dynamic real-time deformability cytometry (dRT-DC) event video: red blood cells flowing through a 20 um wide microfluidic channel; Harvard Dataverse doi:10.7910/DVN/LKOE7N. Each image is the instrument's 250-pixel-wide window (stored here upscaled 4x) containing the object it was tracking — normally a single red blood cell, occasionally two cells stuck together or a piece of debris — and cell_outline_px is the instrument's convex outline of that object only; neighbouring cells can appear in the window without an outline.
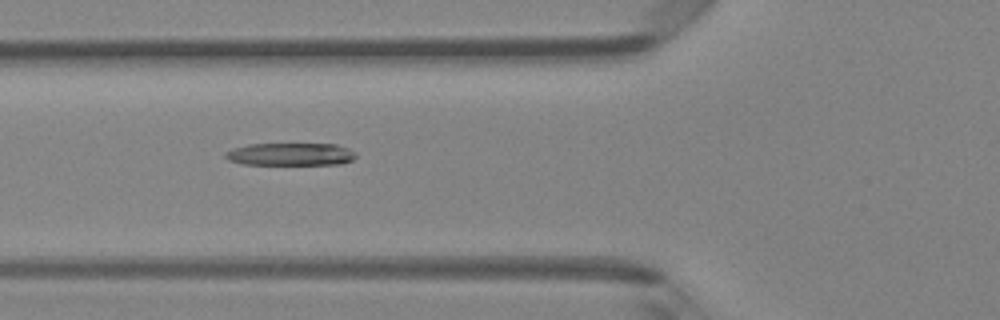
{"species": "Egyptian fruit bat (a non-hibernating species)", "species_latin": "Rousettus aegyptiacus", "temperature_condition": "room temperature", "stored_images_in_passage": 7, "camera_frame_rate_fps": 3000, "um_per_image_px": 0.085, "animal": {"sex": "female"}, "frame": {"image": 1, "passage_image": 5, "time_ms": 1.333, "image_size_px": [1000, 320], "cell_outline_px": [[356, 156], [352, 160], [340, 164], [240, 164], [228, 160], [224, 156], [224, 152], [232, 148], [248, 144], [336, 144], [348, 148], [356, 152]], "centroid_in_image_um": [24.66, 13.1], "position_along_channel_um": 101.1, "area_um2": 17.28}}
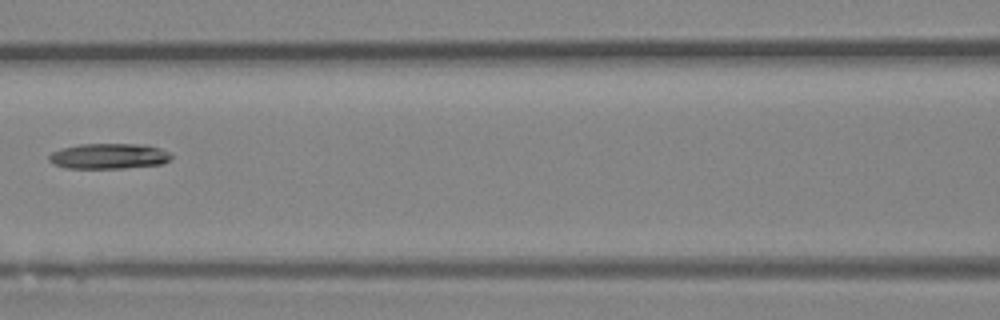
{"frame": {"image": 2, "passage_image": 6, "time_ms": 1.667, "image_size_px": [1000, 320], "cell_outline_px": [[172, 156], [164, 164], [124, 168], [64, 168], [48, 160], [48, 156], [52, 152], [60, 148], [80, 144], [148, 144], [172, 152]], "centroid_in_image_um": [9.29, 13.26], "position_along_channel_um": 157.3, "area_um2": 18.38}}
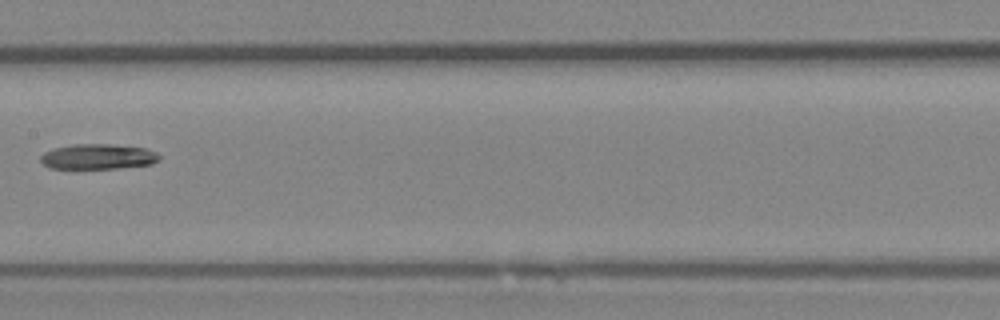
{"frame": {"image": 3, "passage_image": 7, "time_ms": 2.0, "image_size_px": [1000, 320], "cell_outline_px": [[160, 160], [152, 164], [116, 168], [48, 168], [40, 160], [40, 156], [44, 152], [52, 148], [72, 144], [112, 144], [144, 148], [156, 152], [160, 156]], "centroid_in_image_um": [8.31, 13.3], "position_along_channel_um": 199.1, "area_um2": 17.51}}